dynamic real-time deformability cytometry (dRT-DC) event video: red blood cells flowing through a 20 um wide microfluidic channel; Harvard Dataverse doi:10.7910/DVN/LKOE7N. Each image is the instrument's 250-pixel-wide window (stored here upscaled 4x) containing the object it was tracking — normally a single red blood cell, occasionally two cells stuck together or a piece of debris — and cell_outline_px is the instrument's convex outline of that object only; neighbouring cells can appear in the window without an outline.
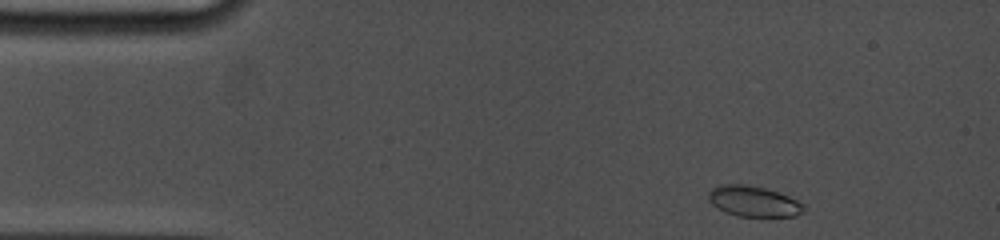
{"species": "common noctule bat (a hibernating species)", "species_latin": "Nyctalus noctula", "temperature_condition": "cold", "stored_images_in_passage": 66, "camera_frame_rate_fps": 5000, "um_per_image_px": 0.085, "animal": {"sex": "female", "body_mass_g": 19.0, "forearm_length_mm": 53.3}, "frame": {"image": 1, "passage_image": 1, "time_ms": 0.0, "image_size_px": [1000, 240], "cell_outline_px": [[804, 212], [796, 216], [736, 216], [712, 204], [708, 200], [708, 192], [712, 188], [720, 184], [748, 184], [764, 188], [788, 196], [804, 204]], "centroid_in_image_um": [64.04, 17.1], "position_along_channel_um": 21.0, "area_um2": 16.88}}
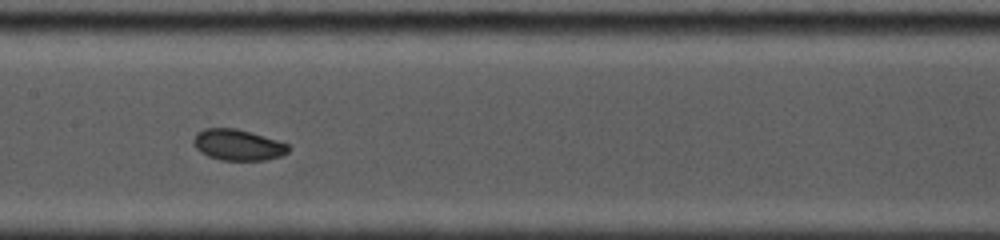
{"frame": {"image": 2, "passage_image": 29, "time_ms": 6.4, "image_size_px": [1000, 240], "cell_outline_px": [[292, 148], [288, 152], [280, 156], [264, 160], [220, 160], [208, 156], [200, 152], [196, 148], [192, 140], [196, 132], [204, 128], [236, 128], [276, 140], [288, 144]], "centroid_in_image_um": [20.19, 12.31], "position_along_channel_um": 187.2, "area_um2": 17.17}}
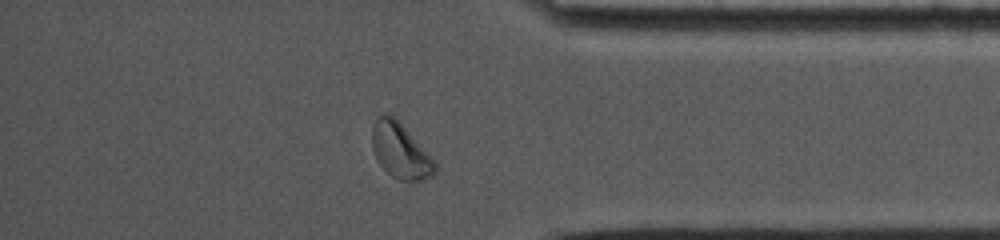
{"frame": {"image": 3, "passage_image": 58, "time_ms": 12.2, "image_size_px": [1000, 240], "cell_outline_px": [[436, 172], [432, 176], [420, 180], [400, 180], [392, 176], [376, 160], [372, 148], [372, 124], [380, 116], [396, 116], [436, 160]], "centroid_in_image_um": [34.06, 12.81], "position_along_channel_um": 401.1, "area_um2": 20.4}, "authors_computed_cell_mechanics": {"area_um2": 17.2533, "velocity_mm_per_s": 3.7794, "shape_relaxation_time_tau1_ms": 3.9782, "shape_relaxation_time_tau2_ms": null, "deformation_change_tau1": 0.0918, "deformation_change_tau2": null}}